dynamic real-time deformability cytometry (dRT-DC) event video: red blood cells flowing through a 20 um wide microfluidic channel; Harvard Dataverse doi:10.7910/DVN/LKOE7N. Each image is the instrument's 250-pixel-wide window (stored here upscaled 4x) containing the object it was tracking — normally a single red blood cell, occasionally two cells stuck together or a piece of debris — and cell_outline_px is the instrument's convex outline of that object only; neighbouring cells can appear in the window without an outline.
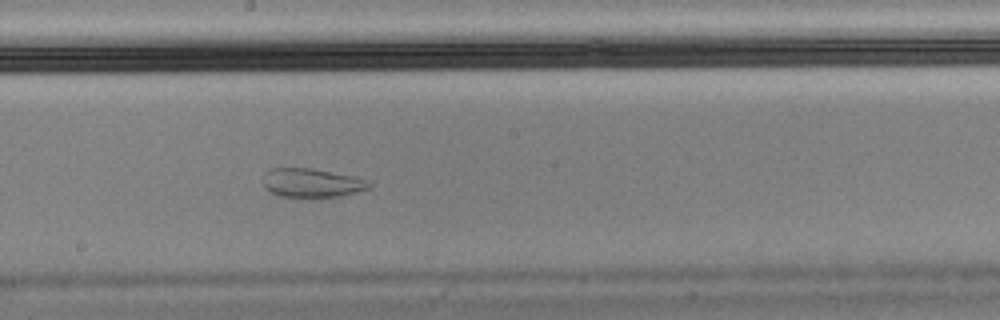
{"species": "Egyptian fruit bat (a non-hibernating species)", "species_latin": "Rousettus aegyptiacus", "temperature_condition": "cold", "stored_images_in_passage": 57, "camera_frame_rate_fps": 3000, "um_per_image_px": 0.085, "animal": {"sex": "male"}, "frame": {"image": 1, "passage_image": 31, "time_ms": 10.0, "image_size_px": [1000, 320], "cell_outline_px": [[372, 188], [340, 196], [280, 196], [264, 188], [264, 172], [272, 168], [312, 168], [352, 176], [364, 180], [372, 184]], "centroid_in_image_um": [26.49, 15.53], "position_along_channel_um": 221.7, "area_um2": 17.51}}
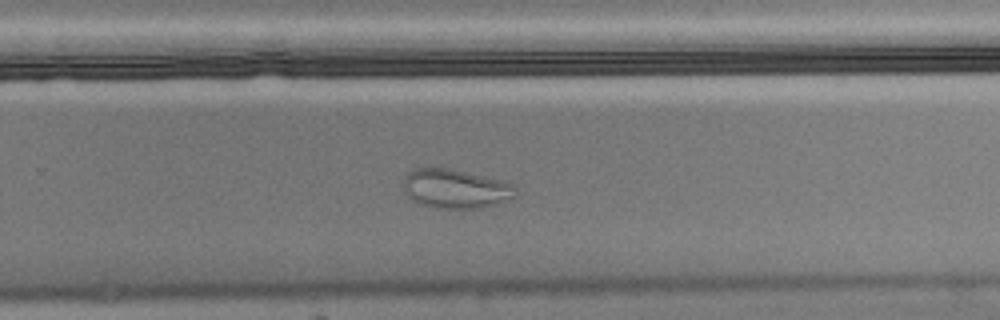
{"frame": {"image": 2, "passage_image": 37, "time_ms": 12.0, "image_size_px": [1000, 320], "cell_outline_px": [[516, 196], [496, 204], [480, 208], [432, 208], [420, 204], [412, 200], [408, 196], [404, 188], [404, 180], [408, 172], [412, 168], [448, 168], [504, 180], [512, 184], [516, 188]], "centroid_in_image_um": [38.72, 16.04], "position_along_channel_um": 291.1, "area_um2": 25.66}}
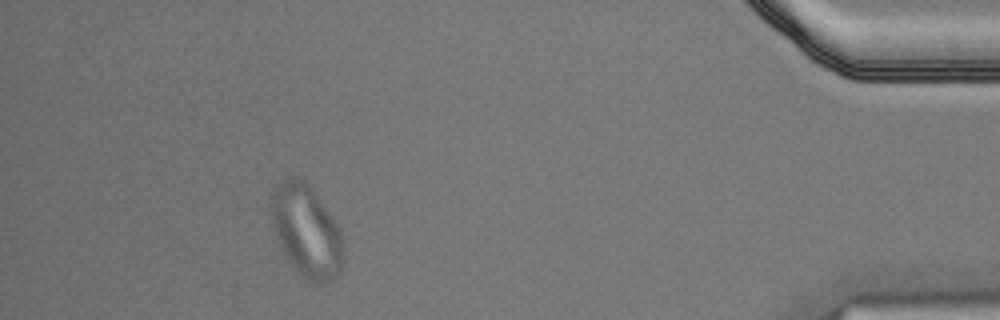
{"frame": {"image": 3, "passage_image": 52, "time_ms": 17.0, "image_size_px": [1000, 320], "cell_outline_px": [[344, 260], [340, 272], [336, 276], [320, 284], [316, 284], [300, 272], [296, 268], [284, 252], [272, 228], [272, 196], [280, 184], [288, 176], [296, 176], [304, 180], [340, 228]], "centroid_in_image_um": [26.07, 19.64], "position_along_channel_um": 409.1, "area_um2": 37.51}, "authors_computed_cell_mechanics": {"area_um2": 21.1548, "velocity_mm_per_s": 3.4822, "shape_relaxation_time_tau1_ms": null, "shape_relaxation_time_tau2_ms": 1.1477, "deformation_change_tau1": null, "deformation_change_tau2": 0.0516}}